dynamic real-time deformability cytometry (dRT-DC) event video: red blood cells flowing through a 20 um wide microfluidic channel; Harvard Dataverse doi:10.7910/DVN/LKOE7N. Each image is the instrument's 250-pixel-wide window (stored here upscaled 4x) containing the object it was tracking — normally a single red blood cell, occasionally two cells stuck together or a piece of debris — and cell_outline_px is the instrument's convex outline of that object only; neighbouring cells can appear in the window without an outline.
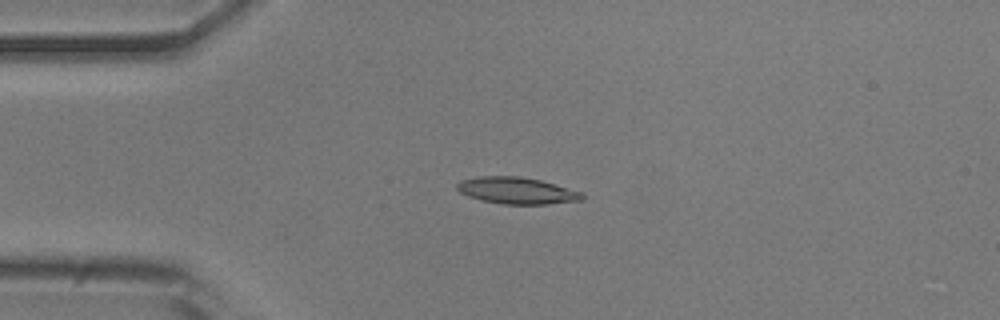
{"species": "common noctule bat (a hibernating species)", "species_latin": "Nyctalus noctula", "temperature_condition": "room temperature", "stored_images_in_passage": 6, "camera_frame_rate_fps": 3000, "um_per_image_px": 0.085, "animal": {"sex": "male", "body_mass_g": 20.5, "forearm_length_mm": 52.5}, "frame": {"image": 1, "passage_image": 4, "time_ms": 3.667, "image_size_px": [1000, 320], "cell_outline_px": [[584, 200], [548, 204], [504, 204], [484, 200], [468, 196], [460, 192], [456, 188], [456, 184], [460, 180], [480, 176], [520, 176], [540, 180], [580, 192], [584, 196]], "centroid_in_image_um": [43.9, 16.2], "position_along_channel_um": 41.1, "area_um2": 19.25}}
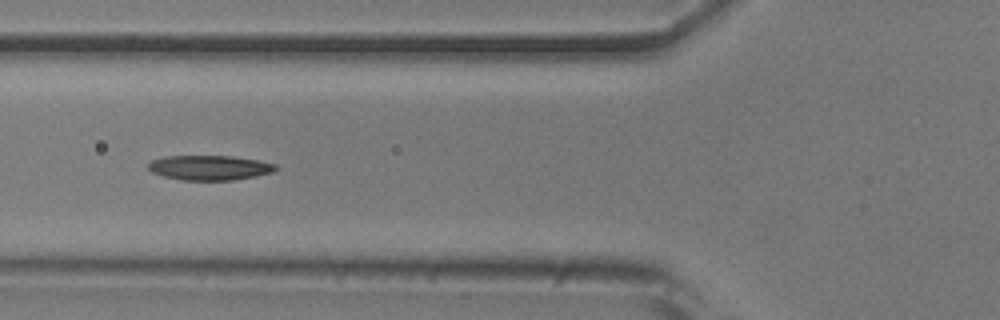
{"frame": {"image": 2, "passage_image": 6, "time_ms": 6.0, "image_size_px": [1000, 320], "cell_outline_px": [[280, 168], [272, 172], [256, 176], [232, 180], [180, 180], [164, 176], [152, 172], [148, 168], [148, 164], [152, 160], [164, 156], [232, 156], [256, 160], [276, 164]], "centroid_in_image_um": [17.82, 14.25], "position_along_channel_um": 108.0, "area_um2": 18.38}}